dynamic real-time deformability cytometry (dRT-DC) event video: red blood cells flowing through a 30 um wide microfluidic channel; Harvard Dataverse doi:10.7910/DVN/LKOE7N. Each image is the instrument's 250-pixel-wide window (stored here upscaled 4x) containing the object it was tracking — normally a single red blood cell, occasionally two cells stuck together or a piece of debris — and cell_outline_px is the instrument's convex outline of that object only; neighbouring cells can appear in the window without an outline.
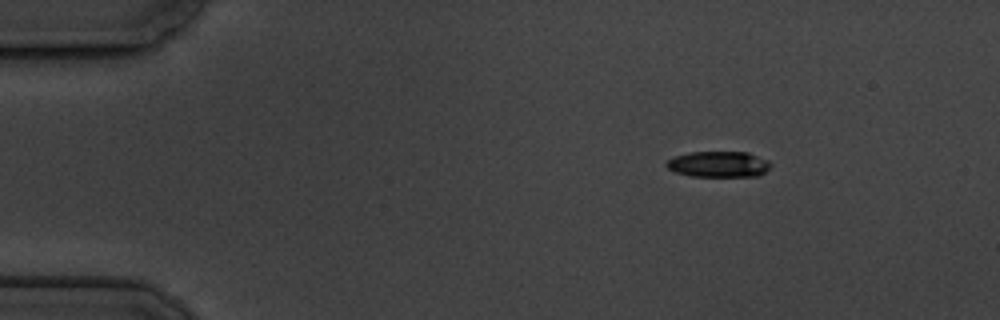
{"species": "common noctule bat (a hibernating species)", "species_latin": "Nyctalus noctula", "temperature_condition": "cold", "stored_images_in_passage": 6, "camera_frame_rate_fps": 3000, "um_per_image_px": 0.085, "animal": {"sex": "male", "body_mass_g": 19.5, "forearm_length_mm": 54.6}, "frame": {"image": 1, "passage_image": 2, "time_ms": 1.333, "image_size_px": [1000, 320], "cell_outline_px": [[772, 164], [760, 176], [692, 176], [676, 172], [668, 168], [664, 164], [668, 160], [676, 156], [692, 152], [748, 152], [768, 160]], "centroid_in_image_um": [61.1, 13.96], "position_along_channel_um": 23.9, "area_um2": 15.61}}
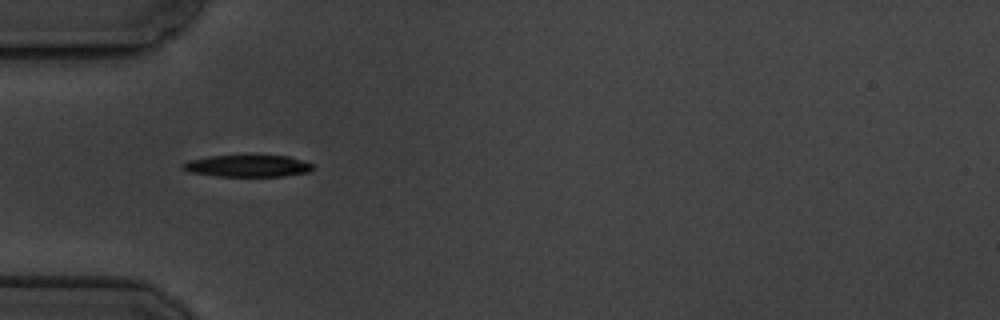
{"frame": {"image": 2, "passage_image": 5, "time_ms": 4.667, "image_size_px": [1000, 320], "cell_outline_px": [[312, 168], [308, 172], [284, 176], [216, 176], [188, 172], [180, 168], [180, 164], [188, 160], [208, 156], [288, 156], [304, 160], [312, 164]], "centroid_in_image_um": [20.98, 14.11], "position_along_channel_um": 64.0, "area_um2": 16.59}}